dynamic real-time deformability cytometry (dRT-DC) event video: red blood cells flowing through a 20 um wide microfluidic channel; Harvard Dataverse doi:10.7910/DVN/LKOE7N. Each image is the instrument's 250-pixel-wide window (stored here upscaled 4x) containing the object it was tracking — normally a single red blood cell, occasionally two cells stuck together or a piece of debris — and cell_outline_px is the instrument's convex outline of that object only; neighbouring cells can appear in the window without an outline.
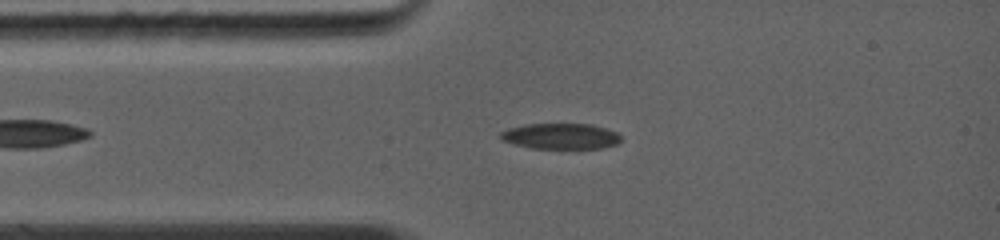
{"species": "common noctule bat (a hibernating species)", "species_latin": "Nyctalus noctula", "temperature_condition": "warm", "stored_images_in_passage": 54, "camera_frame_rate_fps": 5000, "um_per_image_px": 0.085, "animal": {"sex": "female", "body_mass_g": 19.0, "forearm_length_mm": 56.7}, "frame": {"image": 1, "passage_image": 9, "time_ms": 1.0, "image_size_px": [1000, 240], "cell_outline_px": [[620, 140], [616, 144], [600, 148], [532, 148], [516, 144], [504, 140], [500, 136], [500, 132], [508, 128], [528, 124], [588, 124], [604, 128], [616, 132], [620, 136]], "centroid_in_image_um": [47.65, 11.57], "position_along_channel_um": 37.3, "area_um2": 17.69}}
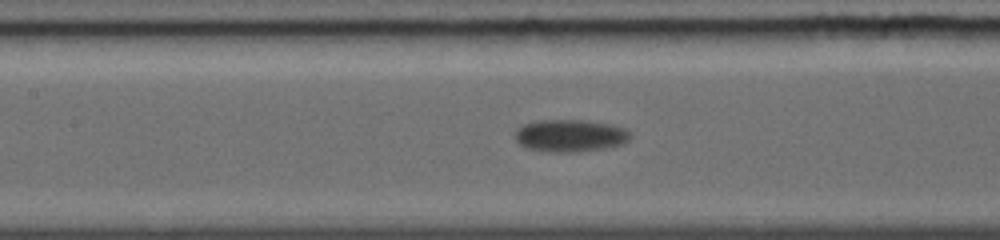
{"frame": {"image": 2, "passage_image": 22, "time_ms": 4.0, "image_size_px": [1000, 240], "cell_outline_px": [[632, 136], [624, 144], [604, 148], [576, 152], [552, 152], [528, 148], [520, 144], [516, 140], [516, 128], [524, 124], [536, 120], [584, 120], [612, 124], [624, 128], [632, 132]], "centroid_in_image_um": [48.5, 11.52], "position_along_channel_um": 158.9, "area_um2": 21.85}}
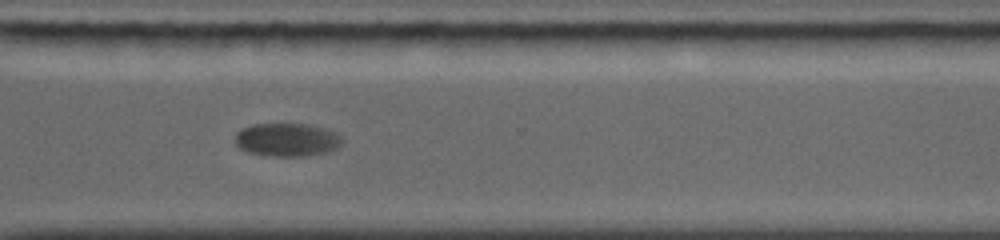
{"frame": {"image": 3, "passage_image": 38, "time_ms": 8.4, "image_size_px": [1000, 240], "cell_outline_px": [[344, 140], [336, 148], [328, 152], [308, 156], [272, 156], [248, 152], [240, 148], [236, 144], [236, 132], [252, 124], [308, 124], [336, 132], [344, 136]], "centroid_in_image_um": [24.44, 11.88], "position_along_channel_um": 346.2, "area_um2": 20.81}, "authors_computed_cell_mechanics": {"area_um2": 20.9525, "velocity_mm_per_s": 4.2521, "shape_relaxation_time_tau1_ms": 2.7135, "shape_relaxation_time_tau2_ms": null, "deformation_change_tau1": 0.1056, "deformation_change_tau2": null}}